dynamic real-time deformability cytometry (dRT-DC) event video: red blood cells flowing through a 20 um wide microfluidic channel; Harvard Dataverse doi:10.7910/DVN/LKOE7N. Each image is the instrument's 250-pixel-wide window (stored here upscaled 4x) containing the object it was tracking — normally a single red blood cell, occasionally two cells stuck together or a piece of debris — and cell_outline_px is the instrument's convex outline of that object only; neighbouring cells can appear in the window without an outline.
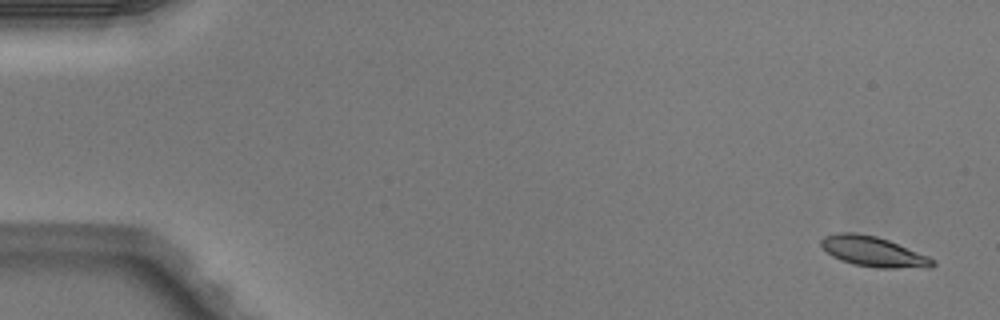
{"species": "Egyptian fruit bat (a non-hibernating species)", "species_latin": "Rousettus aegyptiacus", "temperature_condition": "warm", "stored_images_in_passage": 6, "camera_frame_rate_fps": 3000, "um_per_image_px": 0.085, "animal": {"sex": "male"}, "frame": {"image": 1, "passage_image": 1, "time_ms": 0.0, "image_size_px": [1000, 320], "cell_outline_px": [[936, 264], [932, 268], [876, 268], [852, 264], [840, 260], [832, 256], [820, 244], [820, 240], [824, 236], [836, 232], [856, 232], [876, 236], [888, 240], [928, 256], [936, 260]], "centroid_in_image_um": [74.24, 21.39], "position_along_channel_um": 10.8, "area_um2": 19.83}}
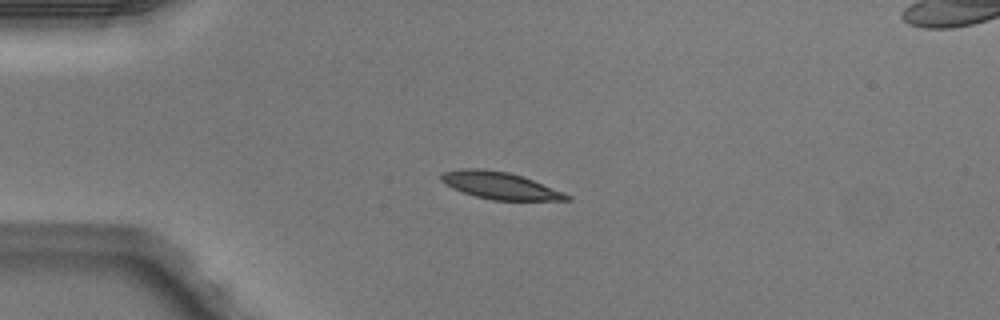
{"frame": {"image": 2, "passage_image": 4, "time_ms": 1.0, "image_size_px": [1000, 320], "cell_outline_px": [[572, 200], [492, 200], [476, 196], [452, 188], [444, 184], [440, 180], [440, 172], [464, 168], [480, 168], [508, 172], [532, 180], [564, 192], [572, 196]], "centroid_in_image_um": [42.46, 15.76], "position_along_channel_um": 42.5, "area_um2": 19.77}}